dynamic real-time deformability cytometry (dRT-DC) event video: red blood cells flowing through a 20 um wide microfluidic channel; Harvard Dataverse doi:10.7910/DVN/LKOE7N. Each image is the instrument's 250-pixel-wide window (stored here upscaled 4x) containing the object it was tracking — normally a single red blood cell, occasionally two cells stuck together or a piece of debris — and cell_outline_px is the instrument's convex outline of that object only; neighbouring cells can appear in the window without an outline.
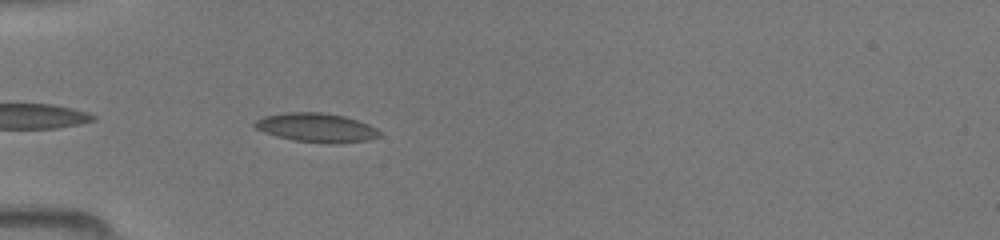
{"species": "common noctule bat (a hibernating species)", "species_latin": "Nyctalus noctula", "temperature_condition": "room temperature", "stored_images_in_passage": 8, "camera_frame_rate_fps": 3000, "um_per_image_px": 0.085, "animal": {"sex": "female", "body_mass_g": 19.5, "forearm_length_mm": 54.1}, "frame": {"image": 1, "passage_image": 2, "time_ms": 0.333, "image_size_px": [1000, 240], "cell_outline_px": [[380, 136], [368, 140], [336, 144], [332, 144], [292, 140], [276, 136], [264, 132], [256, 128], [252, 124], [256, 120], [264, 116], [288, 112], [324, 112], [344, 116], [368, 124], [376, 128], [380, 132]], "centroid_in_image_um": [26.89, 10.85], "position_along_channel_um": 58.1, "area_um2": 21.15}}